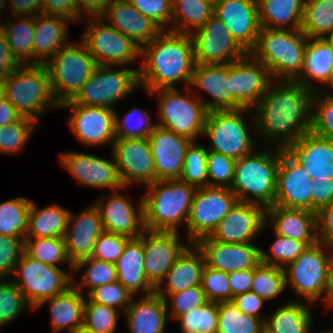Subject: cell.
<instances>
[{
	"label": "cell",
	"instance_id": "cell-1",
	"mask_svg": "<svg viewBox=\"0 0 333 333\" xmlns=\"http://www.w3.org/2000/svg\"><path fill=\"white\" fill-rule=\"evenodd\" d=\"M313 95V90L294 80H273L252 109L260 144L286 150L310 132Z\"/></svg>",
	"mask_w": 333,
	"mask_h": 333
},
{
	"label": "cell",
	"instance_id": "cell-2",
	"mask_svg": "<svg viewBox=\"0 0 333 333\" xmlns=\"http://www.w3.org/2000/svg\"><path fill=\"white\" fill-rule=\"evenodd\" d=\"M139 85L146 93L158 89L189 87L195 65L191 34L163 30L141 48Z\"/></svg>",
	"mask_w": 333,
	"mask_h": 333
},
{
	"label": "cell",
	"instance_id": "cell-3",
	"mask_svg": "<svg viewBox=\"0 0 333 333\" xmlns=\"http://www.w3.org/2000/svg\"><path fill=\"white\" fill-rule=\"evenodd\" d=\"M145 188L142 196L146 230L179 232L183 224L186 227L195 186L174 179L157 180Z\"/></svg>",
	"mask_w": 333,
	"mask_h": 333
},
{
	"label": "cell",
	"instance_id": "cell-4",
	"mask_svg": "<svg viewBox=\"0 0 333 333\" xmlns=\"http://www.w3.org/2000/svg\"><path fill=\"white\" fill-rule=\"evenodd\" d=\"M236 160L231 190L238 201L268 208L274 205L281 149L270 146ZM258 149V150H257Z\"/></svg>",
	"mask_w": 333,
	"mask_h": 333
},
{
	"label": "cell",
	"instance_id": "cell-5",
	"mask_svg": "<svg viewBox=\"0 0 333 333\" xmlns=\"http://www.w3.org/2000/svg\"><path fill=\"white\" fill-rule=\"evenodd\" d=\"M307 42L301 29L261 28L249 53L269 70L273 80H294L302 71Z\"/></svg>",
	"mask_w": 333,
	"mask_h": 333
},
{
	"label": "cell",
	"instance_id": "cell-6",
	"mask_svg": "<svg viewBox=\"0 0 333 333\" xmlns=\"http://www.w3.org/2000/svg\"><path fill=\"white\" fill-rule=\"evenodd\" d=\"M243 114H251L248 119L252 127H249V123L246 121L247 118H244L246 115ZM250 128H254V130L252 131ZM203 136L208 138L211 143L206 146L208 150L221 153L235 160L246 156L258 148L253 110L240 108L209 111Z\"/></svg>",
	"mask_w": 333,
	"mask_h": 333
},
{
	"label": "cell",
	"instance_id": "cell-7",
	"mask_svg": "<svg viewBox=\"0 0 333 333\" xmlns=\"http://www.w3.org/2000/svg\"><path fill=\"white\" fill-rule=\"evenodd\" d=\"M5 98L23 117L37 123L46 111L59 109L45 64L20 65L5 78Z\"/></svg>",
	"mask_w": 333,
	"mask_h": 333
},
{
	"label": "cell",
	"instance_id": "cell-8",
	"mask_svg": "<svg viewBox=\"0 0 333 333\" xmlns=\"http://www.w3.org/2000/svg\"><path fill=\"white\" fill-rule=\"evenodd\" d=\"M184 89L186 94L177 88L158 89L147 94L158 97L159 120L156 125L197 141L203 136L209 111L189 87Z\"/></svg>",
	"mask_w": 333,
	"mask_h": 333
},
{
	"label": "cell",
	"instance_id": "cell-9",
	"mask_svg": "<svg viewBox=\"0 0 333 333\" xmlns=\"http://www.w3.org/2000/svg\"><path fill=\"white\" fill-rule=\"evenodd\" d=\"M50 87L60 105L72 100L97 67L84 43L69 41L46 64Z\"/></svg>",
	"mask_w": 333,
	"mask_h": 333
},
{
	"label": "cell",
	"instance_id": "cell-10",
	"mask_svg": "<svg viewBox=\"0 0 333 333\" xmlns=\"http://www.w3.org/2000/svg\"><path fill=\"white\" fill-rule=\"evenodd\" d=\"M333 259V246L316 242L285 270L286 286L294 290L296 296L315 304L324 301L328 282V272Z\"/></svg>",
	"mask_w": 333,
	"mask_h": 333
},
{
	"label": "cell",
	"instance_id": "cell-11",
	"mask_svg": "<svg viewBox=\"0 0 333 333\" xmlns=\"http://www.w3.org/2000/svg\"><path fill=\"white\" fill-rule=\"evenodd\" d=\"M139 68L97 65L72 101L76 104L102 106L115 110L116 103L125 100L140 88Z\"/></svg>",
	"mask_w": 333,
	"mask_h": 333
},
{
	"label": "cell",
	"instance_id": "cell-12",
	"mask_svg": "<svg viewBox=\"0 0 333 333\" xmlns=\"http://www.w3.org/2000/svg\"><path fill=\"white\" fill-rule=\"evenodd\" d=\"M72 273L73 271L46 265L24 251L10 279L18 286L25 301L34 311L42 301L70 287Z\"/></svg>",
	"mask_w": 333,
	"mask_h": 333
},
{
	"label": "cell",
	"instance_id": "cell-13",
	"mask_svg": "<svg viewBox=\"0 0 333 333\" xmlns=\"http://www.w3.org/2000/svg\"><path fill=\"white\" fill-rule=\"evenodd\" d=\"M78 39L84 43L97 65L130 67L141 58V48L100 16L88 17L86 30Z\"/></svg>",
	"mask_w": 333,
	"mask_h": 333
},
{
	"label": "cell",
	"instance_id": "cell-14",
	"mask_svg": "<svg viewBox=\"0 0 333 333\" xmlns=\"http://www.w3.org/2000/svg\"><path fill=\"white\" fill-rule=\"evenodd\" d=\"M237 201L234 192L227 187L197 188L186 223V241L195 244L211 236Z\"/></svg>",
	"mask_w": 333,
	"mask_h": 333
},
{
	"label": "cell",
	"instance_id": "cell-15",
	"mask_svg": "<svg viewBox=\"0 0 333 333\" xmlns=\"http://www.w3.org/2000/svg\"><path fill=\"white\" fill-rule=\"evenodd\" d=\"M62 108L70 111L66 124L81 144L86 147L112 146L116 138V110L76 104L72 100L60 104L59 109Z\"/></svg>",
	"mask_w": 333,
	"mask_h": 333
},
{
	"label": "cell",
	"instance_id": "cell-16",
	"mask_svg": "<svg viewBox=\"0 0 333 333\" xmlns=\"http://www.w3.org/2000/svg\"><path fill=\"white\" fill-rule=\"evenodd\" d=\"M123 187L147 186L157 181L154 158L148 137H116L110 146Z\"/></svg>",
	"mask_w": 333,
	"mask_h": 333
},
{
	"label": "cell",
	"instance_id": "cell-17",
	"mask_svg": "<svg viewBox=\"0 0 333 333\" xmlns=\"http://www.w3.org/2000/svg\"><path fill=\"white\" fill-rule=\"evenodd\" d=\"M231 110L253 109L273 81L269 70L250 53L229 63Z\"/></svg>",
	"mask_w": 333,
	"mask_h": 333
},
{
	"label": "cell",
	"instance_id": "cell-18",
	"mask_svg": "<svg viewBox=\"0 0 333 333\" xmlns=\"http://www.w3.org/2000/svg\"><path fill=\"white\" fill-rule=\"evenodd\" d=\"M191 37L197 64H229L247 54L215 15L195 30Z\"/></svg>",
	"mask_w": 333,
	"mask_h": 333
},
{
	"label": "cell",
	"instance_id": "cell-19",
	"mask_svg": "<svg viewBox=\"0 0 333 333\" xmlns=\"http://www.w3.org/2000/svg\"><path fill=\"white\" fill-rule=\"evenodd\" d=\"M111 191L107 197L100 195L93 204L100 213L102 227L105 232L121 234L129 238H138L145 230L143 196L137 198L136 207L120 190Z\"/></svg>",
	"mask_w": 333,
	"mask_h": 333
},
{
	"label": "cell",
	"instance_id": "cell-20",
	"mask_svg": "<svg viewBox=\"0 0 333 333\" xmlns=\"http://www.w3.org/2000/svg\"><path fill=\"white\" fill-rule=\"evenodd\" d=\"M138 238L143 243L145 276L156 289L190 243L181 241L179 232L145 229Z\"/></svg>",
	"mask_w": 333,
	"mask_h": 333
},
{
	"label": "cell",
	"instance_id": "cell-21",
	"mask_svg": "<svg viewBox=\"0 0 333 333\" xmlns=\"http://www.w3.org/2000/svg\"><path fill=\"white\" fill-rule=\"evenodd\" d=\"M59 160L64 169L84 187L111 189L112 192L123 188L112 153L111 158L106 159L95 154L71 151L60 153Z\"/></svg>",
	"mask_w": 333,
	"mask_h": 333
},
{
	"label": "cell",
	"instance_id": "cell-22",
	"mask_svg": "<svg viewBox=\"0 0 333 333\" xmlns=\"http://www.w3.org/2000/svg\"><path fill=\"white\" fill-rule=\"evenodd\" d=\"M266 227L264 206L237 201L210 237L223 243H253Z\"/></svg>",
	"mask_w": 333,
	"mask_h": 333
},
{
	"label": "cell",
	"instance_id": "cell-23",
	"mask_svg": "<svg viewBox=\"0 0 333 333\" xmlns=\"http://www.w3.org/2000/svg\"><path fill=\"white\" fill-rule=\"evenodd\" d=\"M311 180L304 167L281 149L274 205L311 211Z\"/></svg>",
	"mask_w": 333,
	"mask_h": 333
},
{
	"label": "cell",
	"instance_id": "cell-24",
	"mask_svg": "<svg viewBox=\"0 0 333 333\" xmlns=\"http://www.w3.org/2000/svg\"><path fill=\"white\" fill-rule=\"evenodd\" d=\"M214 10V15L249 53L255 46L261 29L257 0H220Z\"/></svg>",
	"mask_w": 333,
	"mask_h": 333
},
{
	"label": "cell",
	"instance_id": "cell-25",
	"mask_svg": "<svg viewBox=\"0 0 333 333\" xmlns=\"http://www.w3.org/2000/svg\"><path fill=\"white\" fill-rule=\"evenodd\" d=\"M195 244L207 266L226 273L255 268L261 262V246L255 243H223L208 236Z\"/></svg>",
	"mask_w": 333,
	"mask_h": 333
},
{
	"label": "cell",
	"instance_id": "cell-26",
	"mask_svg": "<svg viewBox=\"0 0 333 333\" xmlns=\"http://www.w3.org/2000/svg\"><path fill=\"white\" fill-rule=\"evenodd\" d=\"M77 215L69 212L64 236L66 253L72 265L90 258L95 242L104 232L99 210L92 203Z\"/></svg>",
	"mask_w": 333,
	"mask_h": 333
},
{
	"label": "cell",
	"instance_id": "cell-27",
	"mask_svg": "<svg viewBox=\"0 0 333 333\" xmlns=\"http://www.w3.org/2000/svg\"><path fill=\"white\" fill-rule=\"evenodd\" d=\"M157 180L179 179L190 139L155 125L148 136Z\"/></svg>",
	"mask_w": 333,
	"mask_h": 333
},
{
	"label": "cell",
	"instance_id": "cell-28",
	"mask_svg": "<svg viewBox=\"0 0 333 333\" xmlns=\"http://www.w3.org/2000/svg\"><path fill=\"white\" fill-rule=\"evenodd\" d=\"M100 17L133 40L140 48L152 42L163 31L128 0H110Z\"/></svg>",
	"mask_w": 333,
	"mask_h": 333
},
{
	"label": "cell",
	"instance_id": "cell-29",
	"mask_svg": "<svg viewBox=\"0 0 333 333\" xmlns=\"http://www.w3.org/2000/svg\"><path fill=\"white\" fill-rule=\"evenodd\" d=\"M286 151L304 167L311 179L333 180V140L319 137L310 131Z\"/></svg>",
	"mask_w": 333,
	"mask_h": 333
},
{
	"label": "cell",
	"instance_id": "cell-30",
	"mask_svg": "<svg viewBox=\"0 0 333 333\" xmlns=\"http://www.w3.org/2000/svg\"><path fill=\"white\" fill-rule=\"evenodd\" d=\"M189 88L203 102L208 111L231 110L229 64L195 63ZM198 89L207 92L211 99L206 100L202 94L198 95L201 92Z\"/></svg>",
	"mask_w": 333,
	"mask_h": 333
},
{
	"label": "cell",
	"instance_id": "cell-31",
	"mask_svg": "<svg viewBox=\"0 0 333 333\" xmlns=\"http://www.w3.org/2000/svg\"><path fill=\"white\" fill-rule=\"evenodd\" d=\"M204 266L202 251L196 244H190L176 259L155 292L165 299L170 294L200 285Z\"/></svg>",
	"mask_w": 333,
	"mask_h": 333
},
{
	"label": "cell",
	"instance_id": "cell-32",
	"mask_svg": "<svg viewBox=\"0 0 333 333\" xmlns=\"http://www.w3.org/2000/svg\"><path fill=\"white\" fill-rule=\"evenodd\" d=\"M266 225L272 232L301 242H317L316 213L278 205L266 208Z\"/></svg>",
	"mask_w": 333,
	"mask_h": 333
},
{
	"label": "cell",
	"instance_id": "cell-33",
	"mask_svg": "<svg viewBox=\"0 0 333 333\" xmlns=\"http://www.w3.org/2000/svg\"><path fill=\"white\" fill-rule=\"evenodd\" d=\"M137 296L131 301L124 315L130 333H165L169 313L165 300L156 292L150 295Z\"/></svg>",
	"mask_w": 333,
	"mask_h": 333
},
{
	"label": "cell",
	"instance_id": "cell-34",
	"mask_svg": "<svg viewBox=\"0 0 333 333\" xmlns=\"http://www.w3.org/2000/svg\"><path fill=\"white\" fill-rule=\"evenodd\" d=\"M67 18L43 13L34 17L33 64H46L69 42Z\"/></svg>",
	"mask_w": 333,
	"mask_h": 333
},
{
	"label": "cell",
	"instance_id": "cell-35",
	"mask_svg": "<svg viewBox=\"0 0 333 333\" xmlns=\"http://www.w3.org/2000/svg\"><path fill=\"white\" fill-rule=\"evenodd\" d=\"M84 293L73 284L64 292L42 301L34 310L42 305H49L50 325L53 332L68 331L76 333L83 326Z\"/></svg>",
	"mask_w": 333,
	"mask_h": 333
},
{
	"label": "cell",
	"instance_id": "cell-36",
	"mask_svg": "<svg viewBox=\"0 0 333 333\" xmlns=\"http://www.w3.org/2000/svg\"><path fill=\"white\" fill-rule=\"evenodd\" d=\"M143 243L139 238H131L125 245L123 254L115 263L117 281L134 296L150 295L155 288L150 284L144 271Z\"/></svg>",
	"mask_w": 333,
	"mask_h": 333
},
{
	"label": "cell",
	"instance_id": "cell-37",
	"mask_svg": "<svg viewBox=\"0 0 333 333\" xmlns=\"http://www.w3.org/2000/svg\"><path fill=\"white\" fill-rule=\"evenodd\" d=\"M332 68L333 43L328 38H308L303 68L294 81L316 92L327 82ZM314 80L320 85H314Z\"/></svg>",
	"mask_w": 333,
	"mask_h": 333
},
{
	"label": "cell",
	"instance_id": "cell-38",
	"mask_svg": "<svg viewBox=\"0 0 333 333\" xmlns=\"http://www.w3.org/2000/svg\"><path fill=\"white\" fill-rule=\"evenodd\" d=\"M313 304L306 301L289 300L278 306L264 320L268 333H310L313 328Z\"/></svg>",
	"mask_w": 333,
	"mask_h": 333
},
{
	"label": "cell",
	"instance_id": "cell-39",
	"mask_svg": "<svg viewBox=\"0 0 333 333\" xmlns=\"http://www.w3.org/2000/svg\"><path fill=\"white\" fill-rule=\"evenodd\" d=\"M69 212L70 210L56 203L38 209L31 201L25 238H64Z\"/></svg>",
	"mask_w": 333,
	"mask_h": 333
},
{
	"label": "cell",
	"instance_id": "cell-40",
	"mask_svg": "<svg viewBox=\"0 0 333 333\" xmlns=\"http://www.w3.org/2000/svg\"><path fill=\"white\" fill-rule=\"evenodd\" d=\"M305 0H257L261 28L301 29Z\"/></svg>",
	"mask_w": 333,
	"mask_h": 333
},
{
	"label": "cell",
	"instance_id": "cell-41",
	"mask_svg": "<svg viewBox=\"0 0 333 333\" xmlns=\"http://www.w3.org/2000/svg\"><path fill=\"white\" fill-rule=\"evenodd\" d=\"M214 5L207 0H172V31L192 34L213 15Z\"/></svg>",
	"mask_w": 333,
	"mask_h": 333
},
{
	"label": "cell",
	"instance_id": "cell-42",
	"mask_svg": "<svg viewBox=\"0 0 333 333\" xmlns=\"http://www.w3.org/2000/svg\"><path fill=\"white\" fill-rule=\"evenodd\" d=\"M12 18L17 19L11 21ZM0 28L5 32L16 60L21 65L33 64L34 17L1 20Z\"/></svg>",
	"mask_w": 333,
	"mask_h": 333
},
{
	"label": "cell",
	"instance_id": "cell-43",
	"mask_svg": "<svg viewBox=\"0 0 333 333\" xmlns=\"http://www.w3.org/2000/svg\"><path fill=\"white\" fill-rule=\"evenodd\" d=\"M301 31L308 38H328L333 32V0H305Z\"/></svg>",
	"mask_w": 333,
	"mask_h": 333
},
{
	"label": "cell",
	"instance_id": "cell-44",
	"mask_svg": "<svg viewBox=\"0 0 333 333\" xmlns=\"http://www.w3.org/2000/svg\"><path fill=\"white\" fill-rule=\"evenodd\" d=\"M81 270L83 274L81 280L77 282L75 276ZM115 281H117L115 264L90 257L73 265L72 284L82 293L87 290L85 293L88 294L95 287Z\"/></svg>",
	"mask_w": 333,
	"mask_h": 333
},
{
	"label": "cell",
	"instance_id": "cell-45",
	"mask_svg": "<svg viewBox=\"0 0 333 333\" xmlns=\"http://www.w3.org/2000/svg\"><path fill=\"white\" fill-rule=\"evenodd\" d=\"M264 320L244 314L232 301L218 303L217 333H262Z\"/></svg>",
	"mask_w": 333,
	"mask_h": 333
},
{
	"label": "cell",
	"instance_id": "cell-46",
	"mask_svg": "<svg viewBox=\"0 0 333 333\" xmlns=\"http://www.w3.org/2000/svg\"><path fill=\"white\" fill-rule=\"evenodd\" d=\"M24 251L46 265L59 267V264H67V270L73 271V265L66 253L64 238H25Z\"/></svg>",
	"mask_w": 333,
	"mask_h": 333
},
{
	"label": "cell",
	"instance_id": "cell-47",
	"mask_svg": "<svg viewBox=\"0 0 333 333\" xmlns=\"http://www.w3.org/2000/svg\"><path fill=\"white\" fill-rule=\"evenodd\" d=\"M30 204L25 197L0 202V234L25 239Z\"/></svg>",
	"mask_w": 333,
	"mask_h": 333
},
{
	"label": "cell",
	"instance_id": "cell-48",
	"mask_svg": "<svg viewBox=\"0 0 333 333\" xmlns=\"http://www.w3.org/2000/svg\"><path fill=\"white\" fill-rule=\"evenodd\" d=\"M286 288V276L283 268L261 262L254 268V278L250 291L266 302L278 298Z\"/></svg>",
	"mask_w": 333,
	"mask_h": 333
},
{
	"label": "cell",
	"instance_id": "cell-49",
	"mask_svg": "<svg viewBox=\"0 0 333 333\" xmlns=\"http://www.w3.org/2000/svg\"><path fill=\"white\" fill-rule=\"evenodd\" d=\"M274 240L269 246V252L261 248V263L273 265L280 268H286L290 263L294 262L308 246L316 242H301L286 237H282L276 233ZM271 252V253H270Z\"/></svg>",
	"mask_w": 333,
	"mask_h": 333
},
{
	"label": "cell",
	"instance_id": "cell-50",
	"mask_svg": "<svg viewBox=\"0 0 333 333\" xmlns=\"http://www.w3.org/2000/svg\"><path fill=\"white\" fill-rule=\"evenodd\" d=\"M192 141L187 147L182 173L179 180L186 182L196 188L208 186L207 155L206 146Z\"/></svg>",
	"mask_w": 333,
	"mask_h": 333
},
{
	"label": "cell",
	"instance_id": "cell-51",
	"mask_svg": "<svg viewBox=\"0 0 333 333\" xmlns=\"http://www.w3.org/2000/svg\"><path fill=\"white\" fill-rule=\"evenodd\" d=\"M37 122L31 118L21 117L18 121L0 127V153L4 155L20 154L32 133L35 132Z\"/></svg>",
	"mask_w": 333,
	"mask_h": 333
},
{
	"label": "cell",
	"instance_id": "cell-52",
	"mask_svg": "<svg viewBox=\"0 0 333 333\" xmlns=\"http://www.w3.org/2000/svg\"><path fill=\"white\" fill-rule=\"evenodd\" d=\"M177 321L185 333H217L218 302L207 301L180 316Z\"/></svg>",
	"mask_w": 333,
	"mask_h": 333
},
{
	"label": "cell",
	"instance_id": "cell-53",
	"mask_svg": "<svg viewBox=\"0 0 333 333\" xmlns=\"http://www.w3.org/2000/svg\"><path fill=\"white\" fill-rule=\"evenodd\" d=\"M27 310L33 311L18 286L11 279L0 278V330Z\"/></svg>",
	"mask_w": 333,
	"mask_h": 333
},
{
	"label": "cell",
	"instance_id": "cell-54",
	"mask_svg": "<svg viewBox=\"0 0 333 333\" xmlns=\"http://www.w3.org/2000/svg\"><path fill=\"white\" fill-rule=\"evenodd\" d=\"M116 113V137L143 138L148 137L156 125L150 112L143 108L134 107L122 118Z\"/></svg>",
	"mask_w": 333,
	"mask_h": 333
},
{
	"label": "cell",
	"instance_id": "cell-55",
	"mask_svg": "<svg viewBox=\"0 0 333 333\" xmlns=\"http://www.w3.org/2000/svg\"><path fill=\"white\" fill-rule=\"evenodd\" d=\"M119 310L101 305L85 298L83 326L100 333H116Z\"/></svg>",
	"mask_w": 333,
	"mask_h": 333
},
{
	"label": "cell",
	"instance_id": "cell-56",
	"mask_svg": "<svg viewBox=\"0 0 333 333\" xmlns=\"http://www.w3.org/2000/svg\"><path fill=\"white\" fill-rule=\"evenodd\" d=\"M310 131L319 137L333 140V96L314 92Z\"/></svg>",
	"mask_w": 333,
	"mask_h": 333
},
{
	"label": "cell",
	"instance_id": "cell-57",
	"mask_svg": "<svg viewBox=\"0 0 333 333\" xmlns=\"http://www.w3.org/2000/svg\"><path fill=\"white\" fill-rule=\"evenodd\" d=\"M87 295L85 297H88L91 301L113 307L122 314L134 298V295L118 281L95 287Z\"/></svg>",
	"mask_w": 333,
	"mask_h": 333
},
{
	"label": "cell",
	"instance_id": "cell-58",
	"mask_svg": "<svg viewBox=\"0 0 333 333\" xmlns=\"http://www.w3.org/2000/svg\"><path fill=\"white\" fill-rule=\"evenodd\" d=\"M235 163L236 160L231 157L208 150V186L231 188L234 181Z\"/></svg>",
	"mask_w": 333,
	"mask_h": 333
},
{
	"label": "cell",
	"instance_id": "cell-59",
	"mask_svg": "<svg viewBox=\"0 0 333 333\" xmlns=\"http://www.w3.org/2000/svg\"><path fill=\"white\" fill-rule=\"evenodd\" d=\"M164 300L167 311L170 313V318L175 321L193 308L202 306L208 301L201 285L187 288L179 293L170 294Z\"/></svg>",
	"mask_w": 333,
	"mask_h": 333
},
{
	"label": "cell",
	"instance_id": "cell-60",
	"mask_svg": "<svg viewBox=\"0 0 333 333\" xmlns=\"http://www.w3.org/2000/svg\"><path fill=\"white\" fill-rule=\"evenodd\" d=\"M200 285L208 301L218 303L231 301L228 273L205 264Z\"/></svg>",
	"mask_w": 333,
	"mask_h": 333
},
{
	"label": "cell",
	"instance_id": "cell-61",
	"mask_svg": "<svg viewBox=\"0 0 333 333\" xmlns=\"http://www.w3.org/2000/svg\"><path fill=\"white\" fill-rule=\"evenodd\" d=\"M128 1L134 8L151 19L162 30L172 31V0Z\"/></svg>",
	"mask_w": 333,
	"mask_h": 333
},
{
	"label": "cell",
	"instance_id": "cell-62",
	"mask_svg": "<svg viewBox=\"0 0 333 333\" xmlns=\"http://www.w3.org/2000/svg\"><path fill=\"white\" fill-rule=\"evenodd\" d=\"M24 240L0 234V278L10 279L24 252Z\"/></svg>",
	"mask_w": 333,
	"mask_h": 333
},
{
	"label": "cell",
	"instance_id": "cell-63",
	"mask_svg": "<svg viewBox=\"0 0 333 333\" xmlns=\"http://www.w3.org/2000/svg\"><path fill=\"white\" fill-rule=\"evenodd\" d=\"M130 239L131 238L121 234L104 231L95 242L91 257L115 264L118 258L123 254L125 245Z\"/></svg>",
	"mask_w": 333,
	"mask_h": 333
},
{
	"label": "cell",
	"instance_id": "cell-64",
	"mask_svg": "<svg viewBox=\"0 0 333 333\" xmlns=\"http://www.w3.org/2000/svg\"><path fill=\"white\" fill-rule=\"evenodd\" d=\"M41 13L67 18L72 24L79 22L77 0H42Z\"/></svg>",
	"mask_w": 333,
	"mask_h": 333
},
{
	"label": "cell",
	"instance_id": "cell-65",
	"mask_svg": "<svg viewBox=\"0 0 333 333\" xmlns=\"http://www.w3.org/2000/svg\"><path fill=\"white\" fill-rule=\"evenodd\" d=\"M317 240L333 246V202L316 213Z\"/></svg>",
	"mask_w": 333,
	"mask_h": 333
},
{
	"label": "cell",
	"instance_id": "cell-66",
	"mask_svg": "<svg viewBox=\"0 0 333 333\" xmlns=\"http://www.w3.org/2000/svg\"><path fill=\"white\" fill-rule=\"evenodd\" d=\"M311 212L317 213L321 208L333 202V180H311Z\"/></svg>",
	"mask_w": 333,
	"mask_h": 333
},
{
	"label": "cell",
	"instance_id": "cell-67",
	"mask_svg": "<svg viewBox=\"0 0 333 333\" xmlns=\"http://www.w3.org/2000/svg\"><path fill=\"white\" fill-rule=\"evenodd\" d=\"M232 302L244 313L252 315L256 318L265 320L263 314H261V309L265 304V300L260 298L254 292H245L232 298Z\"/></svg>",
	"mask_w": 333,
	"mask_h": 333
},
{
	"label": "cell",
	"instance_id": "cell-68",
	"mask_svg": "<svg viewBox=\"0 0 333 333\" xmlns=\"http://www.w3.org/2000/svg\"><path fill=\"white\" fill-rule=\"evenodd\" d=\"M253 278L254 268L228 273L231 301L232 298L251 290Z\"/></svg>",
	"mask_w": 333,
	"mask_h": 333
},
{
	"label": "cell",
	"instance_id": "cell-69",
	"mask_svg": "<svg viewBox=\"0 0 333 333\" xmlns=\"http://www.w3.org/2000/svg\"><path fill=\"white\" fill-rule=\"evenodd\" d=\"M20 65L13 56L5 32L0 28V77L7 78Z\"/></svg>",
	"mask_w": 333,
	"mask_h": 333
},
{
	"label": "cell",
	"instance_id": "cell-70",
	"mask_svg": "<svg viewBox=\"0 0 333 333\" xmlns=\"http://www.w3.org/2000/svg\"><path fill=\"white\" fill-rule=\"evenodd\" d=\"M11 16L35 17L41 13L42 0H7Z\"/></svg>",
	"mask_w": 333,
	"mask_h": 333
},
{
	"label": "cell",
	"instance_id": "cell-71",
	"mask_svg": "<svg viewBox=\"0 0 333 333\" xmlns=\"http://www.w3.org/2000/svg\"><path fill=\"white\" fill-rule=\"evenodd\" d=\"M109 1L110 0H77L79 6V21L85 22L83 19L85 13L86 15L88 14V17L101 16L105 12Z\"/></svg>",
	"mask_w": 333,
	"mask_h": 333
},
{
	"label": "cell",
	"instance_id": "cell-72",
	"mask_svg": "<svg viewBox=\"0 0 333 333\" xmlns=\"http://www.w3.org/2000/svg\"><path fill=\"white\" fill-rule=\"evenodd\" d=\"M21 117V114L5 97L0 99V127L16 122Z\"/></svg>",
	"mask_w": 333,
	"mask_h": 333
},
{
	"label": "cell",
	"instance_id": "cell-73",
	"mask_svg": "<svg viewBox=\"0 0 333 333\" xmlns=\"http://www.w3.org/2000/svg\"><path fill=\"white\" fill-rule=\"evenodd\" d=\"M323 302L325 303V307H328V309L331 307L333 308V259L329 267L326 294Z\"/></svg>",
	"mask_w": 333,
	"mask_h": 333
},
{
	"label": "cell",
	"instance_id": "cell-74",
	"mask_svg": "<svg viewBox=\"0 0 333 333\" xmlns=\"http://www.w3.org/2000/svg\"><path fill=\"white\" fill-rule=\"evenodd\" d=\"M324 86H325V88H324ZM331 90H333V68L330 72V75H329V78H328L327 82L323 86H321V88L318 89L317 92L322 93V94L327 95V96H333V93H331Z\"/></svg>",
	"mask_w": 333,
	"mask_h": 333
},
{
	"label": "cell",
	"instance_id": "cell-75",
	"mask_svg": "<svg viewBox=\"0 0 333 333\" xmlns=\"http://www.w3.org/2000/svg\"><path fill=\"white\" fill-rule=\"evenodd\" d=\"M5 97V78L0 77V99Z\"/></svg>",
	"mask_w": 333,
	"mask_h": 333
},
{
	"label": "cell",
	"instance_id": "cell-76",
	"mask_svg": "<svg viewBox=\"0 0 333 333\" xmlns=\"http://www.w3.org/2000/svg\"><path fill=\"white\" fill-rule=\"evenodd\" d=\"M76 333H100V332L89 330L86 327L82 326Z\"/></svg>",
	"mask_w": 333,
	"mask_h": 333
},
{
	"label": "cell",
	"instance_id": "cell-77",
	"mask_svg": "<svg viewBox=\"0 0 333 333\" xmlns=\"http://www.w3.org/2000/svg\"><path fill=\"white\" fill-rule=\"evenodd\" d=\"M6 5H8L6 0H0V13L5 9Z\"/></svg>",
	"mask_w": 333,
	"mask_h": 333
},
{
	"label": "cell",
	"instance_id": "cell-78",
	"mask_svg": "<svg viewBox=\"0 0 333 333\" xmlns=\"http://www.w3.org/2000/svg\"><path fill=\"white\" fill-rule=\"evenodd\" d=\"M315 333H333V329H328V330H323V331H318V332H315Z\"/></svg>",
	"mask_w": 333,
	"mask_h": 333
},
{
	"label": "cell",
	"instance_id": "cell-79",
	"mask_svg": "<svg viewBox=\"0 0 333 333\" xmlns=\"http://www.w3.org/2000/svg\"><path fill=\"white\" fill-rule=\"evenodd\" d=\"M207 1L215 6L220 0H207Z\"/></svg>",
	"mask_w": 333,
	"mask_h": 333
},
{
	"label": "cell",
	"instance_id": "cell-80",
	"mask_svg": "<svg viewBox=\"0 0 333 333\" xmlns=\"http://www.w3.org/2000/svg\"><path fill=\"white\" fill-rule=\"evenodd\" d=\"M328 39L333 43V32L328 36Z\"/></svg>",
	"mask_w": 333,
	"mask_h": 333
}]
</instances>
